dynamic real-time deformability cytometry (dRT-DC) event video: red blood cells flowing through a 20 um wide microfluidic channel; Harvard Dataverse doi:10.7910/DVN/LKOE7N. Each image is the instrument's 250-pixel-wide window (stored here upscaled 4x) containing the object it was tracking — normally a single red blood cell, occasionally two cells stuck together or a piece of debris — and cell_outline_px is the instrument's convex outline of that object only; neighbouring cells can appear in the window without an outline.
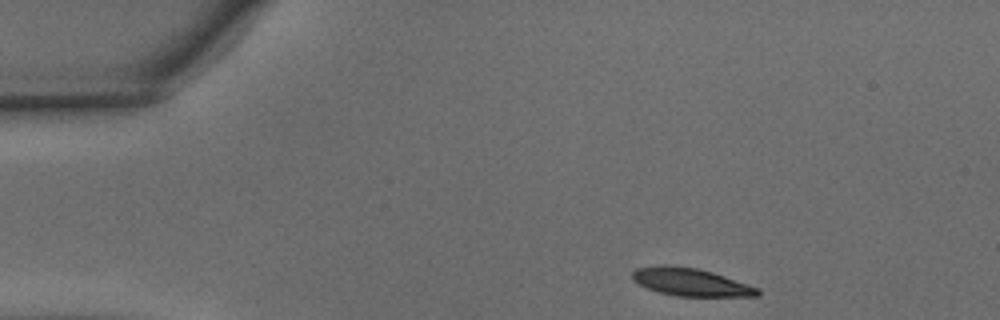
{"species": "common noctule bat (a hibernating species)", "species_latin": "Nyctalus noctula", "temperature_condition": "warm", "stored_images_in_passage": 33, "camera_frame_rate_fps": 3000, "um_per_image_px": 0.085, "animal": {"sex": "male", "body_mass_g": 15.6}, "frame": {"image": 1, "passage_image": 1, "time_ms": 0.0, "image_size_px": [1000, 320], "cell_outline_px": [[760, 296], [676, 296], [660, 292], [648, 288], [632, 280], [632, 272], [636, 268], [660, 264], [664, 264], [696, 268], [712, 272], [760, 288]], "centroid_in_image_um": [58.7, 23.97], "position_along_channel_um": 26.3, "area_um2": 20.23}}
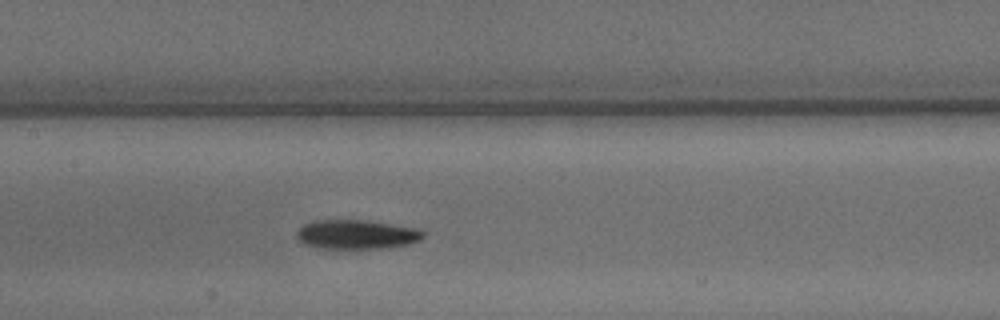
{"frame": {"image": 2, "passage_image": 17, "time_ms": 5.333, "image_size_px": [1000, 320], "cell_outline_px": [[424, 236], [420, 240], [408, 244], [380, 248], [320, 248], [304, 244], [296, 236], [296, 232], [304, 224], [316, 220], [368, 220], [420, 228], [424, 232]], "centroid_in_image_um": [30.33, 19.91], "position_along_channel_um": 177.1, "area_um2": 21.56}}
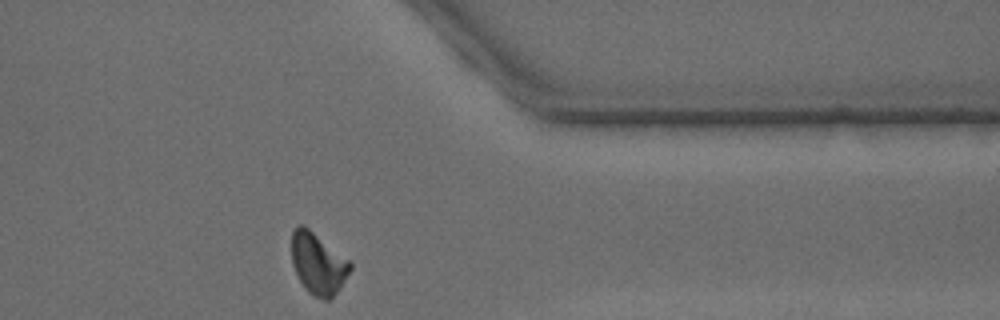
{"frame": {"image": 3, "passage_image": 33, "time_ms": 10.667, "image_size_px": [1000, 320], "cell_outline_px": [[352, 268], [340, 288], [328, 300], [324, 300], [312, 296], [304, 288], [292, 264], [292, 232], [296, 224], [304, 224], [348, 260], [352, 264]], "centroid_in_image_um": [27.01, 22.4], "position_along_channel_um": 384.4, "area_um2": 20.87}, "authors_computed_cell_mechanics": {"area_um2": 21.386, "velocity_mm_per_s": 4.1055, "shape_relaxation_time_tau1_ms": 4.3836, "shape_relaxation_time_tau2_ms": 4.6161, "deformation_change_tau1": 0.1456, "deformation_change_tau2": 0.1096}}